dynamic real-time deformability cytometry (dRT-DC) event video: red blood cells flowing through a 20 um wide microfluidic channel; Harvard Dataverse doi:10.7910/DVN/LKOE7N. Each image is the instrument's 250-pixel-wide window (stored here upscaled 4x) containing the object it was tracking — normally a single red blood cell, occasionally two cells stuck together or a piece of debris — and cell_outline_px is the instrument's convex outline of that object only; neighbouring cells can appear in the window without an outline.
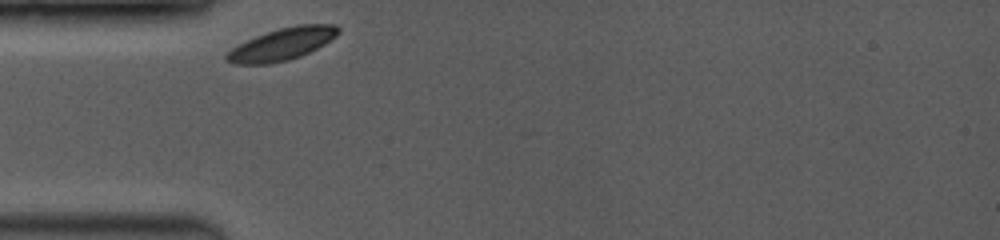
{"species": "common noctule bat (a hibernating species)", "species_latin": "Nyctalus noctula", "temperature_condition": "room temperature", "stored_images_in_passage": 2, "camera_frame_rate_fps": 3500, "um_per_image_px": 0.085, "animal": {"sex": "female", "body_mass_g": 19.0, "forearm_length_mm": 53.3}, "frame": {"image": 1, "passage_image": 1, "time_ms": 0.0, "image_size_px": [1000, 240], "cell_outline_px": [[340, 32], [336, 36], [324, 44], [300, 56], [288, 60], [268, 64], [232, 64], [224, 60], [224, 56], [232, 48], [256, 36], [280, 28], [296, 24], [336, 24], [340, 28]], "centroid_in_image_um": [23.98, 3.75], "position_along_channel_um": 61.0, "area_um2": 20.81}}